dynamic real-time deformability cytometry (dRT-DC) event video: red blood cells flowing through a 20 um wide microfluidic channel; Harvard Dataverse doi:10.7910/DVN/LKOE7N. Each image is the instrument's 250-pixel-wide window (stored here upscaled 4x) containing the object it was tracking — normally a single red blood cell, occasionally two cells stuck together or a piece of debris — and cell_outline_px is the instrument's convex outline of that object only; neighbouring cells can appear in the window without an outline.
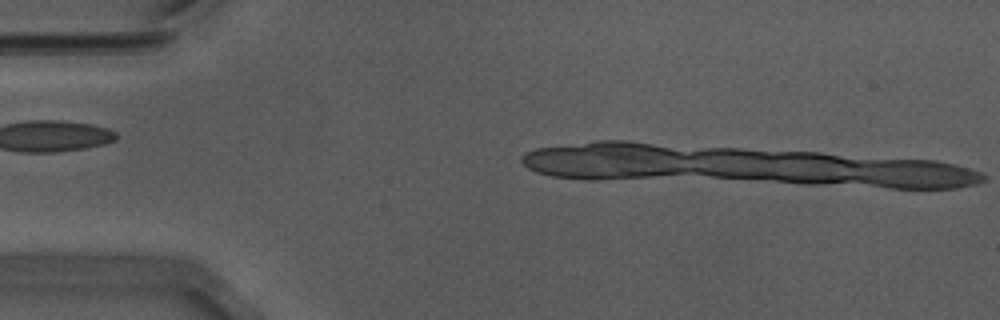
{"species": "Egyptian fruit bat (a non-hibernating species)", "species_latin": "Rousettus aegyptiacus", "temperature_condition": "warm", "stored_images_in_passage": 6, "camera_frame_rate_fps": 3000, "um_per_image_px": 0.085, "animal": {"sex": "male"}, "frame": {"image": 1, "passage_image": 6, "time_ms": 1.667, "image_size_px": [1000, 320], "cell_outline_px": [[856, 176], [840, 180], [788, 180], [724, 176], [704, 172], [696, 168], [688, 156], [700, 152], [756, 152], [832, 156], [848, 160], [856, 164]], "centroid_in_image_um": [65.82, 14.09], "position_along_channel_um": 19.2, "area_um2": 27.8}}